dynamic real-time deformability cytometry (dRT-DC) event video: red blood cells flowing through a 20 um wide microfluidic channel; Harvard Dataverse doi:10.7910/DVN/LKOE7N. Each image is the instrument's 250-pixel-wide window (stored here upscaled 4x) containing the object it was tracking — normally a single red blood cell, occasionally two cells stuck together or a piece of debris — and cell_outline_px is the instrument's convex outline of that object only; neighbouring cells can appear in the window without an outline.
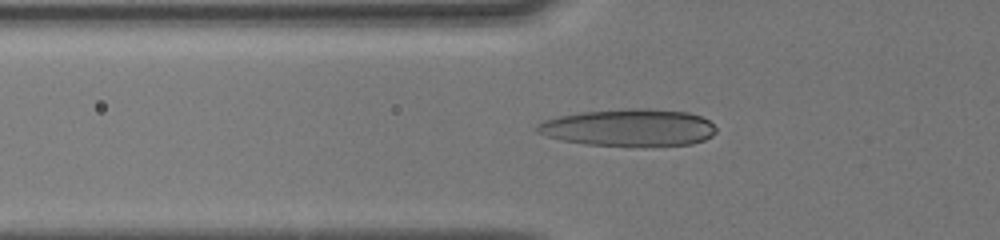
{"species": "human", "species_latin": "Homo sapiens", "temperature_condition": "cold", "stored_images_in_passage": 26, "camera_frame_rate_fps": 3000, "um_per_image_px": 0.085, "donor": {"sex": "male"}, "frame": {"image": 1, "passage_image": 19, "time_ms": 6.333, "image_size_px": [1000, 240], "cell_outline_px": [[716, 132], [712, 136], [704, 140], [692, 144], [584, 144], [564, 140], [548, 136], [536, 132], [536, 124], [544, 120], [560, 116], [580, 112], [628, 108], [648, 108], [688, 112], [700, 116], [708, 120], [716, 128]], "centroid_in_image_um": [53.45, 10.81], "position_along_channel_um": 72.3, "area_um2": 38.03}}
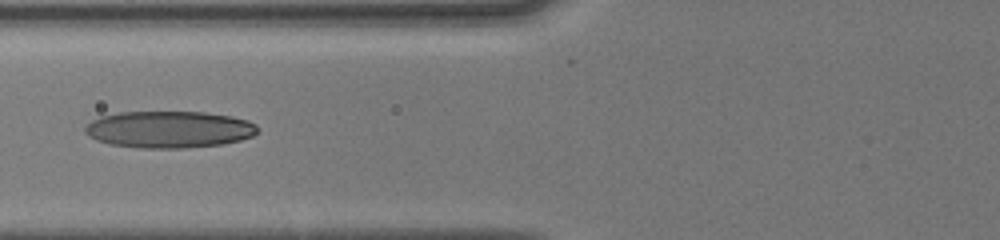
{"frame": {"image": 2, "passage_image": 25, "time_ms": 7.333, "image_size_px": [1000, 240], "cell_outline_px": [[260, 132], [252, 136], [240, 140], [224, 144], [184, 148], [140, 148], [108, 144], [96, 140], [88, 136], [84, 132], [84, 128], [92, 120], [100, 116], [120, 112], [204, 112], [232, 116], [248, 120], [256, 124], [260, 128]], "centroid_in_image_um": [14.39, 11.0], "position_along_channel_um": 111.4, "area_um2": 37.45}}